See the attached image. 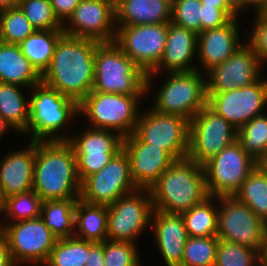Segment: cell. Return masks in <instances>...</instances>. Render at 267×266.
I'll list each match as a JSON object with an SVG mask.
<instances>
[{
    "label": "cell",
    "instance_id": "6da1fadb",
    "mask_svg": "<svg viewBox=\"0 0 267 266\" xmlns=\"http://www.w3.org/2000/svg\"><path fill=\"white\" fill-rule=\"evenodd\" d=\"M99 42L63 34L41 81L78 104L92 91L94 61Z\"/></svg>",
    "mask_w": 267,
    "mask_h": 266
},
{
    "label": "cell",
    "instance_id": "7a4b0ae2",
    "mask_svg": "<svg viewBox=\"0 0 267 266\" xmlns=\"http://www.w3.org/2000/svg\"><path fill=\"white\" fill-rule=\"evenodd\" d=\"M33 190L42 201L80 198L75 153L67 140L36 141Z\"/></svg>",
    "mask_w": 267,
    "mask_h": 266
},
{
    "label": "cell",
    "instance_id": "3957f363",
    "mask_svg": "<svg viewBox=\"0 0 267 266\" xmlns=\"http://www.w3.org/2000/svg\"><path fill=\"white\" fill-rule=\"evenodd\" d=\"M153 210L182 214L210 195L203 166L188 157L175 160L149 189Z\"/></svg>",
    "mask_w": 267,
    "mask_h": 266
},
{
    "label": "cell",
    "instance_id": "277c9868",
    "mask_svg": "<svg viewBox=\"0 0 267 266\" xmlns=\"http://www.w3.org/2000/svg\"><path fill=\"white\" fill-rule=\"evenodd\" d=\"M92 91L146 95V74L113 42H99Z\"/></svg>",
    "mask_w": 267,
    "mask_h": 266
},
{
    "label": "cell",
    "instance_id": "5b68a950",
    "mask_svg": "<svg viewBox=\"0 0 267 266\" xmlns=\"http://www.w3.org/2000/svg\"><path fill=\"white\" fill-rule=\"evenodd\" d=\"M32 88L27 125V133L32 132L31 141L68 140L66 136L55 134L78 114V103L42 81Z\"/></svg>",
    "mask_w": 267,
    "mask_h": 266
},
{
    "label": "cell",
    "instance_id": "8992f818",
    "mask_svg": "<svg viewBox=\"0 0 267 266\" xmlns=\"http://www.w3.org/2000/svg\"><path fill=\"white\" fill-rule=\"evenodd\" d=\"M217 237L219 240L237 243L267 253V224L244 202L235 196L217 197Z\"/></svg>",
    "mask_w": 267,
    "mask_h": 266
},
{
    "label": "cell",
    "instance_id": "52a82bcc",
    "mask_svg": "<svg viewBox=\"0 0 267 266\" xmlns=\"http://www.w3.org/2000/svg\"><path fill=\"white\" fill-rule=\"evenodd\" d=\"M141 96L91 91L78 104V113L87 115L93 128L114 130L124 138L135 131Z\"/></svg>",
    "mask_w": 267,
    "mask_h": 266
},
{
    "label": "cell",
    "instance_id": "ba28073f",
    "mask_svg": "<svg viewBox=\"0 0 267 266\" xmlns=\"http://www.w3.org/2000/svg\"><path fill=\"white\" fill-rule=\"evenodd\" d=\"M168 74L152 109L191 120L207 105L206 79L198 70Z\"/></svg>",
    "mask_w": 267,
    "mask_h": 266
},
{
    "label": "cell",
    "instance_id": "9c48e42d",
    "mask_svg": "<svg viewBox=\"0 0 267 266\" xmlns=\"http://www.w3.org/2000/svg\"><path fill=\"white\" fill-rule=\"evenodd\" d=\"M258 164L236 140L202 165L209 195L234 196Z\"/></svg>",
    "mask_w": 267,
    "mask_h": 266
},
{
    "label": "cell",
    "instance_id": "30bf717a",
    "mask_svg": "<svg viewBox=\"0 0 267 266\" xmlns=\"http://www.w3.org/2000/svg\"><path fill=\"white\" fill-rule=\"evenodd\" d=\"M136 190L130 175L128 154L122 149L105 167L81 182L79 199L89 204L110 206Z\"/></svg>",
    "mask_w": 267,
    "mask_h": 266
},
{
    "label": "cell",
    "instance_id": "8fae6325",
    "mask_svg": "<svg viewBox=\"0 0 267 266\" xmlns=\"http://www.w3.org/2000/svg\"><path fill=\"white\" fill-rule=\"evenodd\" d=\"M237 140V129L207 105L189 122L187 157L203 165Z\"/></svg>",
    "mask_w": 267,
    "mask_h": 266
},
{
    "label": "cell",
    "instance_id": "7c38bea8",
    "mask_svg": "<svg viewBox=\"0 0 267 266\" xmlns=\"http://www.w3.org/2000/svg\"><path fill=\"white\" fill-rule=\"evenodd\" d=\"M149 110L140 113L134 134L142 142L165 149L175 160L187 158L190 120Z\"/></svg>",
    "mask_w": 267,
    "mask_h": 266
},
{
    "label": "cell",
    "instance_id": "4fadbf2b",
    "mask_svg": "<svg viewBox=\"0 0 267 266\" xmlns=\"http://www.w3.org/2000/svg\"><path fill=\"white\" fill-rule=\"evenodd\" d=\"M114 42L145 73L160 63L167 40L168 24L117 26Z\"/></svg>",
    "mask_w": 267,
    "mask_h": 266
},
{
    "label": "cell",
    "instance_id": "5bb4252c",
    "mask_svg": "<svg viewBox=\"0 0 267 266\" xmlns=\"http://www.w3.org/2000/svg\"><path fill=\"white\" fill-rule=\"evenodd\" d=\"M152 212V198L148 189H137L120 197L108 206V240L135 243L151 222Z\"/></svg>",
    "mask_w": 267,
    "mask_h": 266
},
{
    "label": "cell",
    "instance_id": "9a60e30c",
    "mask_svg": "<svg viewBox=\"0 0 267 266\" xmlns=\"http://www.w3.org/2000/svg\"><path fill=\"white\" fill-rule=\"evenodd\" d=\"M207 106L238 130L254 117L263 115L262 110L267 106V80L258 79L225 92H211Z\"/></svg>",
    "mask_w": 267,
    "mask_h": 266
},
{
    "label": "cell",
    "instance_id": "2e32d148",
    "mask_svg": "<svg viewBox=\"0 0 267 266\" xmlns=\"http://www.w3.org/2000/svg\"><path fill=\"white\" fill-rule=\"evenodd\" d=\"M1 228L17 266L25 262L45 264L58 240L40 217L11 222Z\"/></svg>",
    "mask_w": 267,
    "mask_h": 266
},
{
    "label": "cell",
    "instance_id": "e0dca14e",
    "mask_svg": "<svg viewBox=\"0 0 267 266\" xmlns=\"http://www.w3.org/2000/svg\"><path fill=\"white\" fill-rule=\"evenodd\" d=\"M112 130L87 128L78 136H69L76 158V171L79 181L100 171L123 149V137ZM80 135V136H79Z\"/></svg>",
    "mask_w": 267,
    "mask_h": 266
},
{
    "label": "cell",
    "instance_id": "ac0fdd59",
    "mask_svg": "<svg viewBox=\"0 0 267 266\" xmlns=\"http://www.w3.org/2000/svg\"><path fill=\"white\" fill-rule=\"evenodd\" d=\"M63 24L66 35L92 39L98 42H113L116 37L115 0H80L73 14ZM70 27V28H68Z\"/></svg>",
    "mask_w": 267,
    "mask_h": 266
},
{
    "label": "cell",
    "instance_id": "d6986e66",
    "mask_svg": "<svg viewBox=\"0 0 267 266\" xmlns=\"http://www.w3.org/2000/svg\"><path fill=\"white\" fill-rule=\"evenodd\" d=\"M260 61L247 43L240 46L222 64L207 72L206 95L211 92H225L253 84L260 79Z\"/></svg>",
    "mask_w": 267,
    "mask_h": 266
},
{
    "label": "cell",
    "instance_id": "ffe728a7",
    "mask_svg": "<svg viewBox=\"0 0 267 266\" xmlns=\"http://www.w3.org/2000/svg\"><path fill=\"white\" fill-rule=\"evenodd\" d=\"M130 160V175L137 189H150L175 159L161 147L142 142L134 133L123 139Z\"/></svg>",
    "mask_w": 267,
    "mask_h": 266
},
{
    "label": "cell",
    "instance_id": "44dd1931",
    "mask_svg": "<svg viewBox=\"0 0 267 266\" xmlns=\"http://www.w3.org/2000/svg\"><path fill=\"white\" fill-rule=\"evenodd\" d=\"M197 34L173 22L168 23V34L162 59L159 65L149 74H146V92L150 89V80L153 74L163 68L168 72H187L199 70L190 62L197 54Z\"/></svg>",
    "mask_w": 267,
    "mask_h": 266
},
{
    "label": "cell",
    "instance_id": "7402d4cb",
    "mask_svg": "<svg viewBox=\"0 0 267 266\" xmlns=\"http://www.w3.org/2000/svg\"><path fill=\"white\" fill-rule=\"evenodd\" d=\"M237 18H232L224 26L208 29L200 32L197 36V55L202 68L208 72L214 66L222 64L240 46L237 30Z\"/></svg>",
    "mask_w": 267,
    "mask_h": 266
},
{
    "label": "cell",
    "instance_id": "603a6c76",
    "mask_svg": "<svg viewBox=\"0 0 267 266\" xmlns=\"http://www.w3.org/2000/svg\"><path fill=\"white\" fill-rule=\"evenodd\" d=\"M35 159L36 141L31 140L25 150L4 157L0 165V187L5 199L33 189Z\"/></svg>",
    "mask_w": 267,
    "mask_h": 266
},
{
    "label": "cell",
    "instance_id": "cb8c5ba5",
    "mask_svg": "<svg viewBox=\"0 0 267 266\" xmlns=\"http://www.w3.org/2000/svg\"><path fill=\"white\" fill-rule=\"evenodd\" d=\"M152 221L155 239L167 266H180L188 239L183 217L153 210L150 223Z\"/></svg>",
    "mask_w": 267,
    "mask_h": 266
},
{
    "label": "cell",
    "instance_id": "d4e9b609",
    "mask_svg": "<svg viewBox=\"0 0 267 266\" xmlns=\"http://www.w3.org/2000/svg\"><path fill=\"white\" fill-rule=\"evenodd\" d=\"M173 0H115L119 26L170 23Z\"/></svg>",
    "mask_w": 267,
    "mask_h": 266
},
{
    "label": "cell",
    "instance_id": "484cf974",
    "mask_svg": "<svg viewBox=\"0 0 267 266\" xmlns=\"http://www.w3.org/2000/svg\"><path fill=\"white\" fill-rule=\"evenodd\" d=\"M0 82L33 87L41 82V75L21 52L18 44L0 41Z\"/></svg>",
    "mask_w": 267,
    "mask_h": 266
},
{
    "label": "cell",
    "instance_id": "4316f807",
    "mask_svg": "<svg viewBox=\"0 0 267 266\" xmlns=\"http://www.w3.org/2000/svg\"><path fill=\"white\" fill-rule=\"evenodd\" d=\"M108 206L89 204L81 199L75 206V227L79 233L75 237L92 241L104 242L107 237Z\"/></svg>",
    "mask_w": 267,
    "mask_h": 266
},
{
    "label": "cell",
    "instance_id": "83f0119b",
    "mask_svg": "<svg viewBox=\"0 0 267 266\" xmlns=\"http://www.w3.org/2000/svg\"><path fill=\"white\" fill-rule=\"evenodd\" d=\"M78 199L42 201L40 218L57 239L74 236L75 206Z\"/></svg>",
    "mask_w": 267,
    "mask_h": 266
},
{
    "label": "cell",
    "instance_id": "f1b7e54d",
    "mask_svg": "<svg viewBox=\"0 0 267 266\" xmlns=\"http://www.w3.org/2000/svg\"><path fill=\"white\" fill-rule=\"evenodd\" d=\"M63 30H36L19 44L21 52L42 76L50 66L56 43Z\"/></svg>",
    "mask_w": 267,
    "mask_h": 266
},
{
    "label": "cell",
    "instance_id": "f546056e",
    "mask_svg": "<svg viewBox=\"0 0 267 266\" xmlns=\"http://www.w3.org/2000/svg\"><path fill=\"white\" fill-rule=\"evenodd\" d=\"M234 196L267 224V163H259Z\"/></svg>",
    "mask_w": 267,
    "mask_h": 266
},
{
    "label": "cell",
    "instance_id": "4dcf8cb0",
    "mask_svg": "<svg viewBox=\"0 0 267 266\" xmlns=\"http://www.w3.org/2000/svg\"><path fill=\"white\" fill-rule=\"evenodd\" d=\"M20 85L0 82V115L19 133H27L29 100L24 99Z\"/></svg>",
    "mask_w": 267,
    "mask_h": 266
},
{
    "label": "cell",
    "instance_id": "1f68e13d",
    "mask_svg": "<svg viewBox=\"0 0 267 266\" xmlns=\"http://www.w3.org/2000/svg\"><path fill=\"white\" fill-rule=\"evenodd\" d=\"M215 198L217 197L209 196L181 214L188 237L217 236L218 209L212 204Z\"/></svg>",
    "mask_w": 267,
    "mask_h": 266
},
{
    "label": "cell",
    "instance_id": "d6a6232c",
    "mask_svg": "<svg viewBox=\"0 0 267 266\" xmlns=\"http://www.w3.org/2000/svg\"><path fill=\"white\" fill-rule=\"evenodd\" d=\"M237 141L258 163H267V116L254 117L238 129Z\"/></svg>",
    "mask_w": 267,
    "mask_h": 266
},
{
    "label": "cell",
    "instance_id": "836d02e7",
    "mask_svg": "<svg viewBox=\"0 0 267 266\" xmlns=\"http://www.w3.org/2000/svg\"><path fill=\"white\" fill-rule=\"evenodd\" d=\"M94 243L75 236L58 239L44 265L85 266L88 259V250Z\"/></svg>",
    "mask_w": 267,
    "mask_h": 266
},
{
    "label": "cell",
    "instance_id": "e575fe53",
    "mask_svg": "<svg viewBox=\"0 0 267 266\" xmlns=\"http://www.w3.org/2000/svg\"><path fill=\"white\" fill-rule=\"evenodd\" d=\"M36 31L18 6L0 10V41L20 44Z\"/></svg>",
    "mask_w": 267,
    "mask_h": 266
},
{
    "label": "cell",
    "instance_id": "d590c367",
    "mask_svg": "<svg viewBox=\"0 0 267 266\" xmlns=\"http://www.w3.org/2000/svg\"><path fill=\"white\" fill-rule=\"evenodd\" d=\"M217 236L188 237L180 266H215Z\"/></svg>",
    "mask_w": 267,
    "mask_h": 266
},
{
    "label": "cell",
    "instance_id": "8d00e7d4",
    "mask_svg": "<svg viewBox=\"0 0 267 266\" xmlns=\"http://www.w3.org/2000/svg\"><path fill=\"white\" fill-rule=\"evenodd\" d=\"M17 6L36 30H63L50 0H20Z\"/></svg>",
    "mask_w": 267,
    "mask_h": 266
},
{
    "label": "cell",
    "instance_id": "74e56055",
    "mask_svg": "<svg viewBox=\"0 0 267 266\" xmlns=\"http://www.w3.org/2000/svg\"><path fill=\"white\" fill-rule=\"evenodd\" d=\"M261 255L248 246L219 240L215 266H257Z\"/></svg>",
    "mask_w": 267,
    "mask_h": 266
},
{
    "label": "cell",
    "instance_id": "f35d334b",
    "mask_svg": "<svg viewBox=\"0 0 267 266\" xmlns=\"http://www.w3.org/2000/svg\"><path fill=\"white\" fill-rule=\"evenodd\" d=\"M42 199L34 190L12 195L5 199L4 214L12 217L14 222L39 218Z\"/></svg>",
    "mask_w": 267,
    "mask_h": 266
},
{
    "label": "cell",
    "instance_id": "ab89813d",
    "mask_svg": "<svg viewBox=\"0 0 267 266\" xmlns=\"http://www.w3.org/2000/svg\"><path fill=\"white\" fill-rule=\"evenodd\" d=\"M200 8L199 0H173L171 22L198 35L201 32Z\"/></svg>",
    "mask_w": 267,
    "mask_h": 266
},
{
    "label": "cell",
    "instance_id": "60d3db41",
    "mask_svg": "<svg viewBox=\"0 0 267 266\" xmlns=\"http://www.w3.org/2000/svg\"><path fill=\"white\" fill-rule=\"evenodd\" d=\"M134 243L104 241V266H140Z\"/></svg>",
    "mask_w": 267,
    "mask_h": 266
},
{
    "label": "cell",
    "instance_id": "b9f144b4",
    "mask_svg": "<svg viewBox=\"0 0 267 266\" xmlns=\"http://www.w3.org/2000/svg\"><path fill=\"white\" fill-rule=\"evenodd\" d=\"M201 32L218 28L227 24L238 15L233 9H219L214 6H206L201 3Z\"/></svg>",
    "mask_w": 267,
    "mask_h": 266
},
{
    "label": "cell",
    "instance_id": "7bdbcfd3",
    "mask_svg": "<svg viewBox=\"0 0 267 266\" xmlns=\"http://www.w3.org/2000/svg\"><path fill=\"white\" fill-rule=\"evenodd\" d=\"M248 44L259 58L260 64L267 61V21L258 14ZM262 61V62H261Z\"/></svg>",
    "mask_w": 267,
    "mask_h": 266
},
{
    "label": "cell",
    "instance_id": "ee69618b",
    "mask_svg": "<svg viewBox=\"0 0 267 266\" xmlns=\"http://www.w3.org/2000/svg\"><path fill=\"white\" fill-rule=\"evenodd\" d=\"M79 2L80 0H50L56 18L62 24L67 22Z\"/></svg>",
    "mask_w": 267,
    "mask_h": 266
},
{
    "label": "cell",
    "instance_id": "f6af8a7d",
    "mask_svg": "<svg viewBox=\"0 0 267 266\" xmlns=\"http://www.w3.org/2000/svg\"><path fill=\"white\" fill-rule=\"evenodd\" d=\"M85 266H104V242H95L90 247Z\"/></svg>",
    "mask_w": 267,
    "mask_h": 266
},
{
    "label": "cell",
    "instance_id": "bcb514c9",
    "mask_svg": "<svg viewBox=\"0 0 267 266\" xmlns=\"http://www.w3.org/2000/svg\"><path fill=\"white\" fill-rule=\"evenodd\" d=\"M0 266H17L12 258L5 233L0 231Z\"/></svg>",
    "mask_w": 267,
    "mask_h": 266
},
{
    "label": "cell",
    "instance_id": "7dc6e473",
    "mask_svg": "<svg viewBox=\"0 0 267 266\" xmlns=\"http://www.w3.org/2000/svg\"><path fill=\"white\" fill-rule=\"evenodd\" d=\"M201 3L206 6H214L219 9H232L226 0H199Z\"/></svg>",
    "mask_w": 267,
    "mask_h": 266
},
{
    "label": "cell",
    "instance_id": "c3c4849f",
    "mask_svg": "<svg viewBox=\"0 0 267 266\" xmlns=\"http://www.w3.org/2000/svg\"><path fill=\"white\" fill-rule=\"evenodd\" d=\"M226 2L237 14L244 9V0H226Z\"/></svg>",
    "mask_w": 267,
    "mask_h": 266
},
{
    "label": "cell",
    "instance_id": "681fc988",
    "mask_svg": "<svg viewBox=\"0 0 267 266\" xmlns=\"http://www.w3.org/2000/svg\"><path fill=\"white\" fill-rule=\"evenodd\" d=\"M267 3V0H244V8L255 5L257 12Z\"/></svg>",
    "mask_w": 267,
    "mask_h": 266
},
{
    "label": "cell",
    "instance_id": "f907efd6",
    "mask_svg": "<svg viewBox=\"0 0 267 266\" xmlns=\"http://www.w3.org/2000/svg\"><path fill=\"white\" fill-rule=\"evenodd\" d=\"M20 0H0V10L16 7Z\"/></svg>",
    "mask_w": 267,
    "mask_h": 266
},
{
    "label": "cell",
    "instance_id": "816d5d0a",
    "mask_svg": "<svg viewBox=\"0 0 267 266\" xmlns=\"http://www.w3.org/2000/svg\"><path fill=\"white\" fill-rule=\"evenodd\" d=\"M9 128L13 127L0 115V138Z\"/></svg>",
    "mask_w": 267,
    "mask_h": 266
},
{
    "label": "cell",
    "instance_id": "f5cc1de1",
    "mask_svg": "<svg viewBox=\"0 0 267 266\" xmlns=\"http://www.w3.org/2000/svg\"><path fill=\"white\" fill-rule=\"evenodd\" d=\"M263 20L267 21V3L258 11L256 12Z\"/></svg>",
    "mask_w": 267,
    "mask_h": 266
},
{
    "label": "cell",
    "instance_id": "db71d44e",
    "mask_svg": "<svg viewBox=\"0 0 267 266\" xmlns=\"http://www.w3.org/2000/svg\"><path fill=\"white\" fill-rule=\"evenodd\" d=\"M258 264L257 266H267V253L261 255Z\"/></svg>",
    "mask_w": 267,
    "mask_h": 266
},
{
    "label": "cell",
    "instance_id": "11a10c76",
    "mask_svg": "<svg viewBox=\"0 0 267 266\" xmlns=\"http://www.w3.org/2000/svg\"><path fill=\"white\" fill-rule=\"evenodd\" d=\"M4 205H5V198L3 197V193L0 187V213L2 214L4 211Z\"/></svg>",
    "mask_w": 267,
    "mask_h": 266
}]
</instances>
